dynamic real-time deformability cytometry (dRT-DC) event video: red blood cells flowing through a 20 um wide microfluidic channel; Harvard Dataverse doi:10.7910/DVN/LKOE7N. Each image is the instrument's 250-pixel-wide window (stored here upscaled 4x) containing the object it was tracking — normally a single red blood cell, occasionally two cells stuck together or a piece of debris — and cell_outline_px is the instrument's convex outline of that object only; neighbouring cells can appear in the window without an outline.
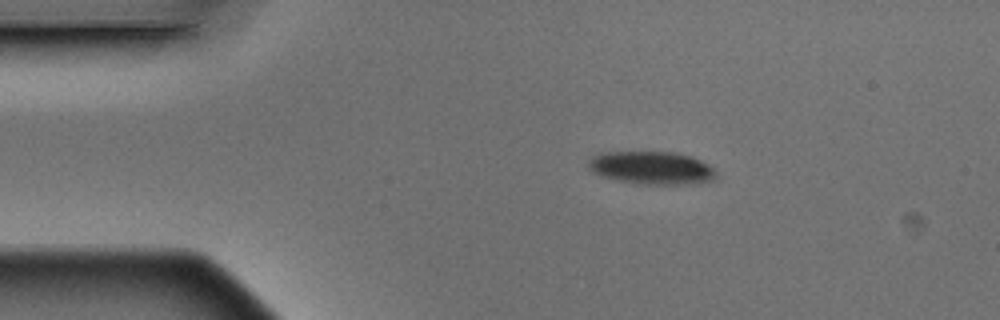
{"species": "Egyptian fruit bat (a non-hibernating species)", "species_latin": "Rousettus aegyptiacus", "temperature_condition": "warm", "stored_images_in_passage": 3, "camera_frame_rate_fps": 3000, "um_per_image_px": 0.085, "animal": {"sex": "male"}, "frame": {"image": 1, "passage_image": 2, "time_ms": 0.333, "image_size_px": [1000, 320], "cell_outline_px": [[716, 176], [712, 180], [696, 184], [644, 184], [620, 180], [604, 176], [588, 168], [588, 160], [596, 152], [672, 152], [692, 156], [708, 164], [716, 172]], "centroid_in_image_um": [55.4, 14.25], "position_along_channel_um": 29.6, "area_um2": 24.39}}